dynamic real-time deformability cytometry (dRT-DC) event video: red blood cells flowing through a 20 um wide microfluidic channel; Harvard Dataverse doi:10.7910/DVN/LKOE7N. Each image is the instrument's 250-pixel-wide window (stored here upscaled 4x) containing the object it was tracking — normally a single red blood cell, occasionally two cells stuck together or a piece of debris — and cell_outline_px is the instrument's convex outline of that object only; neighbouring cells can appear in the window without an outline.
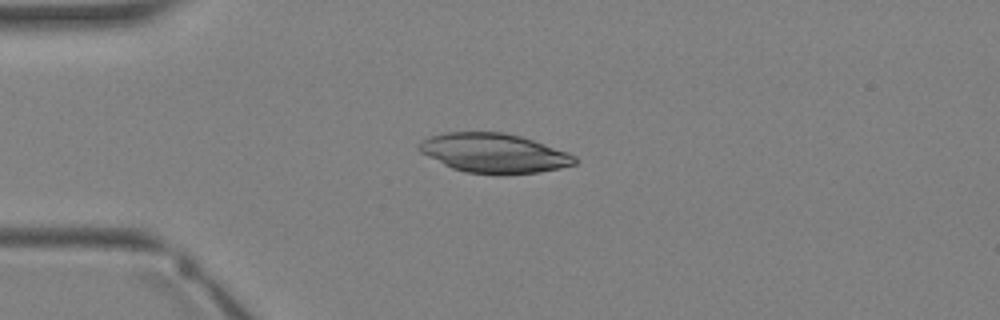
{"species": "Egyptian fruit bat (a non-hibernating species)", "species_latin": "Rousettus aegyptiacus", "temperature_condition": "warm", "stored_images_in_passage": 4, "camera_frame_rate_fps": 3000, "um_per_image_px": 0.085, "animal": {"sex": "female"}, "frame": {"image": 1, "passage_image": 4, "time_ms": 3.667, "image_size_px": [1000, 320], "cell_outline_px": [[580, 160], [576, 164], [560, 168], [540, 172], [500, 176], [464, 172], [452, 168], [420, 152], [416, 148], [416, 144], [420, 140], [444, 132], [504, 132], [520, 136], [568, 152], [576, 156]], "centroid_in_image_um": [41.99, 13.03], "position_along_channel_um": 43.0, "area_um2": 36.24}}